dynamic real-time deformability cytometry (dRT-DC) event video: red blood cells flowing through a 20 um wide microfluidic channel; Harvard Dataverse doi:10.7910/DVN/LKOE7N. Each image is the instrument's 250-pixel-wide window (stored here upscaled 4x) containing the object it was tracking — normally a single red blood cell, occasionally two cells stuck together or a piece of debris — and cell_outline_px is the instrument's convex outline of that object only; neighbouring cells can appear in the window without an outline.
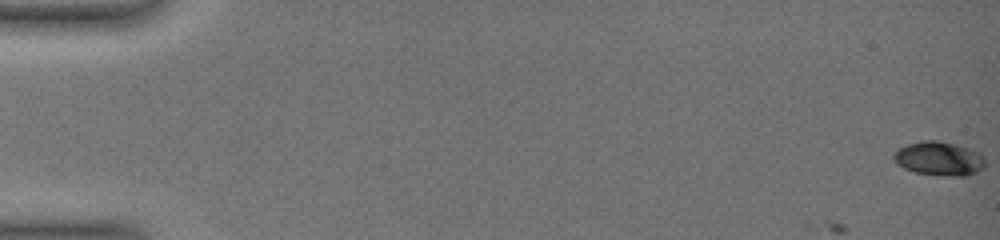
{"species": "common noctule bat (a hibernating species)", "species_latin": "Nyctalus noctula", "temperature_condition": "warm", "stored_images_in_passage": 10, "camera_frame_rate_fps": 3000, "um_per_image_px": 0.085, "animal": {"sex": "female", "body_mass_g": 19.0, "forearm_length_mm": 51.5}, "frame": {"image": 1, "passage_image": 1, "time_ms": 0.0, "image_size_px": [1000, 240], "cell_outline_px": [[984, 168], [976, 172], [964, 176], [952, 176], [916, 172], [904, 168], [896, 164], [892, 156], [896, 148], [920, 140], [936, 140], [956, 144], [980, 152], [984, 156]], "centroid_in_image_um": [79.8, 13.46], "position_along_channel_um": 5.2, "area_um2": 18.21}}
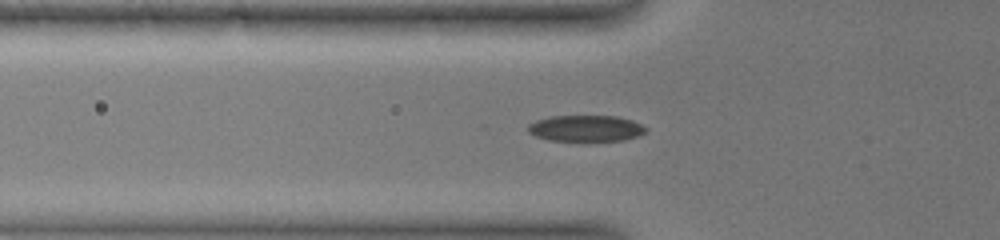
{"frame": {"image": 2, "passage_image": 10, "time_ms": 7.0, "image_size_px": [1000, 240], "cell_outline_px": [[648, 132], [640, 136], [624, 140], [548, 140], [536, 136], [528, 132], [528, 124], [536, 120], [548, 116], [616, 116], [632, 120], [648, 128]], "centroid_in_image_um": [49.83, 10.9], "position_along_channel_um": 76.0, "area_um2": 18.03}}